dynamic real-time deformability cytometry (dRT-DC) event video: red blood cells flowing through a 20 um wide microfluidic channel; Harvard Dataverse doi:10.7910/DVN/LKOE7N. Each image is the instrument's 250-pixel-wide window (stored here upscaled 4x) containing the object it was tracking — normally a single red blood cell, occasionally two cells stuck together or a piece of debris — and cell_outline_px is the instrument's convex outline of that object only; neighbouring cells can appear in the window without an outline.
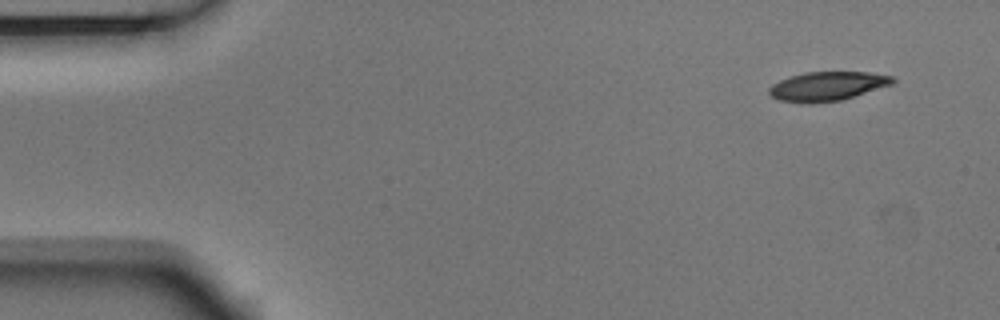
{"species": "Egyptian fruit bat (a non-hibernating species)", "species_latin": "Rousettus aegyptiacus", "temperature_condition": "room temperature", "stored_images_in_passage": 4, "camera_frame_rate_fps": 3000, "um_per_image_px": 0.085, "animal": {"sex": "male"}, "frame": {"image": 1, "passage_image": 1, "time_ms": 0.0, "image_size_px": [1000, 320], "cell_outline_px": [[896, 80], [892, 84], [840, 100], [812, 104], [808, 104], [780, 100], [772, 96], [768, 92], [768, 88], [772, 84], [780, 80], [804, 72], [868, 72], [892, 76]], "centroid_in_image_um": [70.29, 7.33], "position_along_channel_um": 14.7, "area_um2": 20.81}}
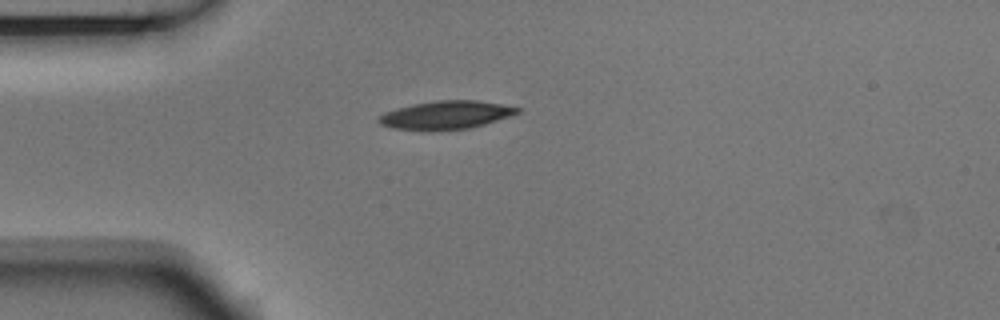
{"frame": {"image": 2, "passage_image": 3, "time_ms": 0.667, "image_size_px": [1000, 320], "cell_outline_px": [[520, 112], [512, 116], [484, 124], [468, 128], [432, 132], [424, 132], [392, 128], [380, 124], [376, 120], [384, 112], [396, 108], [412, 104], [436, 100], [476, 100], [500, 104], [520, 108]], "centroid_in_image_um": [37.85, 9.8], "position_along_channel_um": 47.1, "area_um2": 23.29}}